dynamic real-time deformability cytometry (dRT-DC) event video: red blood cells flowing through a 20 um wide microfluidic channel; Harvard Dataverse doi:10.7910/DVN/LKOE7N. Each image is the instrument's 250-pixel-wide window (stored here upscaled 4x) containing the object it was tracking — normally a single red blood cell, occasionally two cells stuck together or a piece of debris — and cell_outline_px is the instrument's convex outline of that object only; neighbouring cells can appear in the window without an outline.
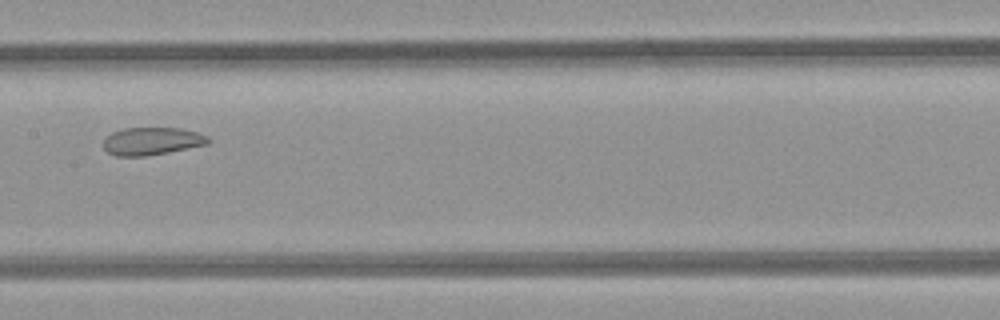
{"species": "common noctule bat (a hibernating species)", "species_latin": "Nyctalus noctula", "temperature_condition": "room temperature", "stored_images_in_passage": 6, "camera_frame_rate_fps": 3000, "um_per_image_px": 0.085, "animal": {"sex": "female", "body_mass_g": 21.9}, "frame": {"image": 1, "passage_image": 6, "time_ms": 1.667, "image_size_px": [1000, 320], "cell_outline_px": [[212, 140], [208, 144], [168, 152], [144, 156], [116, 156], [108, 152], [104, 148], [104, 140], [112, 132], [124, 128], [180, 128], [196, 132], [208, 136]], "centroid_in_image_um": [12.93, 11.99], "position_along_channel_um": 194.5, "area_um2": 16.82}}